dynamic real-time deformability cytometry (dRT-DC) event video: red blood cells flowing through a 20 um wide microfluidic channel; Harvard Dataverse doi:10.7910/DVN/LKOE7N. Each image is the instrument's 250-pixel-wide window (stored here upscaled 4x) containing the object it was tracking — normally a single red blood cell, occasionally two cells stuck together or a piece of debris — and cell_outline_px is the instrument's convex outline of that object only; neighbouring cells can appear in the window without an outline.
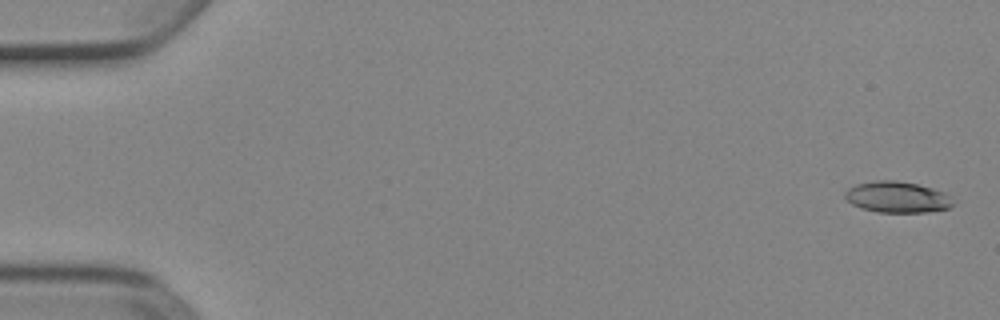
{"species": "Egyptian fruit bat (a non-hibernating species)", "species_latin": "Rousettus aegyptiacus", "temperature_condition": "cold", "stored_images_in_passage": 5, "camera_frame_rate_fps": 3000, "um_per_image_px": 0.085, "animal": {"sex": "female"}, "frame": {"image": 1, "passage_image": 1, "time_ms": 0.0, "image_size_px": [1000, 320], "cell_outline_px": [[952, 204], [948, 208], [928, 212], [876, 212], [860, 208], [852, 204], [844, 196], [844, 192], [848, 188], [856, 184], [872, 180], [896, 180], [916, 184], [932, 188], [944, 192], [948, 196]], "centroid_in_image_um": [76.19, 16.75], "position_along_channel_um": 8.8, "area_um2": 19.54}}
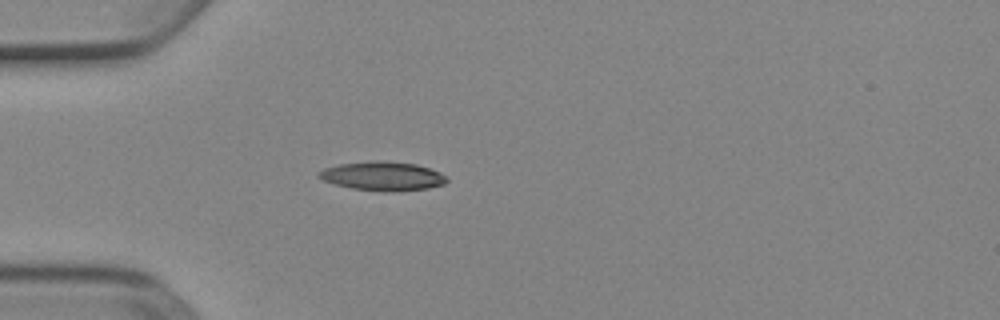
{"frame": {"image": 2, "passage_image": 5, "time_ms": 1.333, "image_size_px": [1000, 320], "cell_outline_px": [[448, 180], [444, 184], [428, 188], [352, 188], [336, 184], [324, 180], [316, 176], [316, 172], [324, 168], [340, 164], [372, 160], [380, 160], [416, 164], [440, 172], [448, 176]], "centroid_in_image_um": [32.49, 14.9], "position_along_channel_um": 52.5, "area_um2": 20.52}}